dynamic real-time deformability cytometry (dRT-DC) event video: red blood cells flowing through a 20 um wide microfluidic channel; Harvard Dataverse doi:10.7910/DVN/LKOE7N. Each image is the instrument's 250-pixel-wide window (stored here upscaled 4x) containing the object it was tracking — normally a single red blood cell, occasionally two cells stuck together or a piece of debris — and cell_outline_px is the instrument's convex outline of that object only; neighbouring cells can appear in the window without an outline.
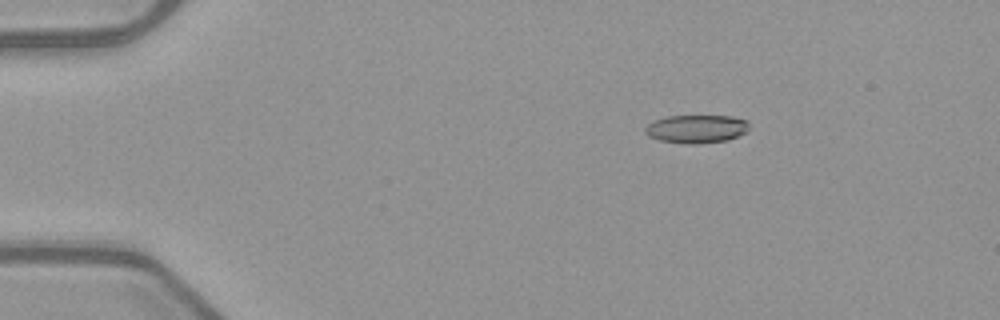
{"species": "common noctule bat (a hibernating species)", "species_latin": "Nyctalus noctula", "temperature_condition": "warm", "stored_images_in_passage": 53, "camera_frame_rate_fps": 3000, "um_per_image_px": 0.085, "animal": {"sex": "female", "body_mass_g": 21.9}, "frame": {"image": 1, "passage_image": 10, "time_ms": 3.0, "image_size_px": [1000, 320], "cell_outline_px": [[748, 132], [728, 140], [696, 144], [688, 144], [660, 140], [648, 136], [644, 132], [644, 128], [652, 120], [668, 116], [732, 116], [748, 120]], "centroid_in_image_um": [59.2, 10.95], "position_along_channel_um": 25.8, "area_um2": 17.28}}
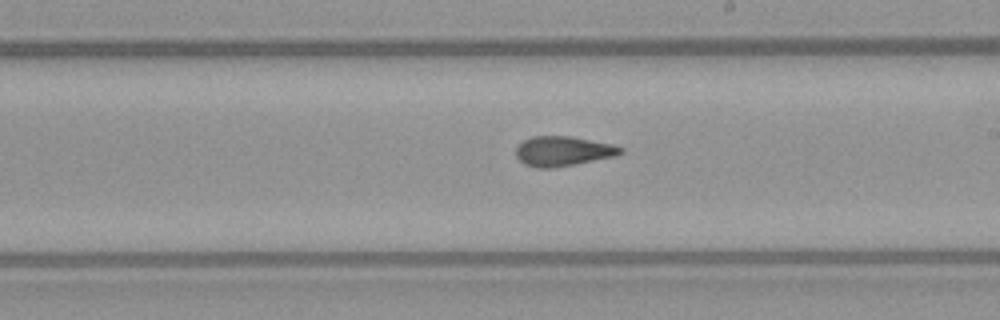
{"frame": {"image": 2, "passage_image": 32, "time_ms": 10.333, "image_size_px": [1000, 320], "cell_outline_px": [[624, 152], [616, 156], [552, 168], [536, 168], [524, 164], [516, 156], [516, 148], [524, 140], [532, 136], [572, 136], [612, 144], [624, 148]], "centroid_in_image_um": [47.86, 12.84], "position_along_channel_um": 241.1, "area_um2": 18.15}}
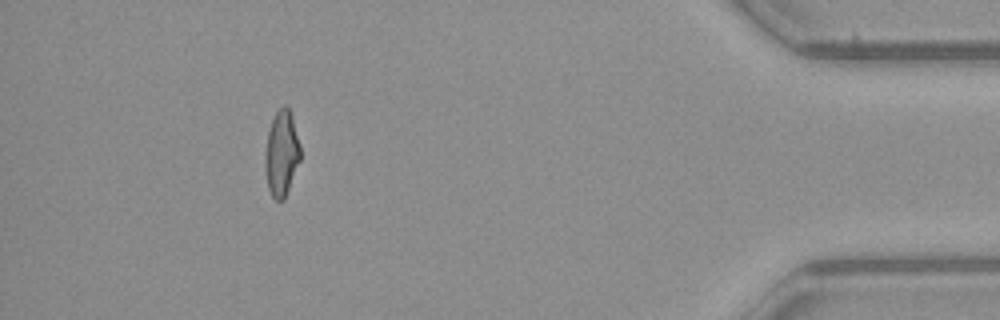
{"frame": {"image": 3, "passage_image": 49, "time_ms": 16.0, "image_size_px": [1000, 320], "cell_outline_px": [[300, 160], [284, 200], [276, 200], [272, 196], [268, 188], [264, 168], [264, 156], [268, 132], [272, 120], [276, 112], [284, 104], [288, 104], [292, 116], [300, 144]], "centroid_in_image_um": [23.93, 13.03], "position_along_channel_um": 411.3, "area_um2": 17.69}, "authors_computed_cell_mechanics": {"area_um2": 17.918, "velocity_mm_per_s": 4.0105, "shape_relaxation_time_tau1_ms": null, "shape_relaxation_time_tau2_ms": 1.775, "deformation_change_tau1": null, "deformation_change_tau2": 0.1086}}